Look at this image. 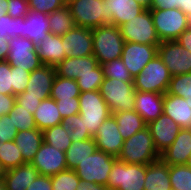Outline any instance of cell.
Returning <instances> with one entry per match:
<instances>
[{
    "label": "cell",
    "mask_w": 191,
    "mask_h": 190,
    "mask_svg": "<svg viewBox=\"0 0 191 190\" xmlns=\"http://www.w3.org/2000/svg\"><path fill=\"white\" fill-rule=\"evenodd\" d=\"M145 176L146 165L127 164L117 159L106 187L113 190H144Z\"/></svg>",
    "instance_id": "7"
},
{
    "label": "cell",
    "mask_w": 191,
    "mask_h": 190,
    "mask_svg": "<svg viewBox=\"0 0 191 190\" xmlns=\"http://www.w3.org/2000/svg\"><path fill=\"white\" fill-rule=\"evenodd\" d=\"M0 94L13 95L11 66L6 60L0 61Z\"/></svg>",
    "instance_id": "45"
},
{
    "label": "cell",
    "mask_w": 191,
    "mask_h": 190,
    "mask_svg": "<svg viewBox=\"0 0 191 190\" xmlns=\"http://www.w3.org/2000/svg\"><path fill=\"white\" fill-rule=\"evenodd\" d=\"M109 12V24L120 27L145 10L135 0H104Z\"/></svg>",
    "instance_id": "22"
},
{
    "label": "cell",
    "mask_w": 191,
    "mask_h": 190,
    "mask_svg": "<svg viewBox=\"0 0 191 190\" xmlns=\"http://www.w3.org/2000/svg\"><path fill=\"white\" fill-rule=\"evenodd\" d=\"M171 187L177 190H191V167L185 165L169 166Z\"/></svg>",
    "instance_id": "36"
},
{
    "label": "cell",
    "mask_w": 191,
    "mask_h": 190,
    "mask_svg": "<svg viewBox=\"0 0 191 190\" xmlns=\"http://www.w3.org/2000/svg\"><path fill=\"white\" fill-rule=\"evenodd\" d=\"M79 114L63 119L72 142L93 138L102 123L112 114L99 90L80 92Z\"/></svg>",
    "instance_id": "1"
},
{
    "label": "cell",
    "mask_w": 191,
    "mask_h": 190,
    "mask_svg": "<svg viewBox=\"0 0 191 190\" xmlns=\"http://www.w3.org/2000/svg\"><path fill=\"white\" fill-rule=\"evenodd\" d=\"M169 165L161 158L146 165L144 190H170Z\"/></svg>",
    "instance_id": "27"
},
{
    "label": "cell",
    "mask_w": 191,
    "mask_h": 190,
    "mask_svg": "<svg viewBox=\"0 0 191 190\" xmlns=\"http://www.w3.org/2000/svg\"><path fill=\"white\" fill-rule=\"evenodd\" d=\"M29 11L27 0H8L7 14L12 18L25 17Z\"/></svg>",
    "instance_id": "48"
},
{
    "label": "cell",
    "mask_w": 191,
    "mask_h": 190,
    "mask_svg": "<svg viewBox=\"0 0 191 190\" xmlns=\"http://www.w3.org/2000/svg\"><path fill=\"white\" fill-rule=\"evenodd\" d=\"M188 18V26L191 29V15L187 17Z\"/></svg>",
    "instance_id": "61"
},
{
    "label": "cell",
    "mask_w": 191,
    "mask_h": 190,
    "mask_svg": "<svg viewBox=\"0 0 191 190\" xmlns=\"http://www.w3.org/2000/svg\"><path fill=\"white\" fill-rule=\"evenodd\" d=\"M160 157L161 154L155 147L150 130L146 127L124 140L117 159L127 164L148 165Z\"/></svg>",
    "instance_id": "2"
},
{
    "label": "cell",
    "mask_w": 191,
    "mask_h": 190,
    "mask_svg": "<svg viewBox=\"0 0 191 190\" xmlns=\"http://www.w3.org/2000/svg\"><path fill=\"white\" fill-rule=\"evenodd\" d=\"M43 141V131L39 129L18 131L14 139L26 163H31Z\"/></svg>",
    "instance_id": "28"
},
{
    "label": "cell",
    "mask_w": 191,
    "mask_h": 190,
    "mask_svg": "<svg viewBox=\"0 0 191 190\" xmlns=\"http://www.w3.org/2000/svg\"><path fill=\"white\" fill-rule=\"evenodd\" d=\"M179 8L180 9V0H152L150 9H172Z\"/></svg>",
    "instance_id": "52"
},
{
    "label": "cell",
    "mask_w": 191,
    "mask_h": 190,
    "mask_svg": "<svg viewBox=\"0 0 191 190\" xmlns=\"http://www.w3.org/2000/svg\"><path fill=\"white\" fill-rule=\"evenodd\" d=\"M38 175V170L31 163L8 169L4 177L6 188L7 190H27Z\"/></svg>",
    "instance_id": "26"
},
{
    "label": "cell",
    "mask_w": 191,
    "mask_h": 190,
    "mask_svg": "<svg viewBox=\"0 0 191 190\" xmlns=\"http://www.w3.org/2000/svg\"><path fill=\"white\" fill-rule=\"evenodd\" d=\"M93 138L97 145V150L116 158L119 156L124 138L119 133L118 125L112 115L102 123Z\"/></svg>",
    "instance_id": "17"
},
{
    "label": "cell",
    "mask_w": 191,
    "mask_h": 190,
    "mask_svg": "<svg viewBox=\"0 0 191 190\" xmlns=\"http://www.w3.org/2000/svg\"><path fill=\"white\" fill-rule=\"evenodd\" d=\"M25 17L12 18L5 14L0 17V39L9 40L12 37H22L23 20Z\"/></svg>",
    "instance_id": "37"
},
{
    "label": "cell",
    "mask_w": 191,
    "mask_h": 190,
    "mask_svg": "<svg viewBox=\"0 0 191 190\" xmlns=\"http://www.w3.org/2000/svg\"><path fill=\"white\" fill-rule=\"evenodd\" d=\"M104 79L102 66L99 64L94 73H86L78 75L76 82L79 86L80 92L100 90L101 84Z\"/></svg>",
    "instance_id": "40"
},
{
    "label": "cell",
    "mask_w": 191,
    "mask_h": 190,
    "mask_svg": "<svg viewBox=\"0 0 191 190\" xmlns=\"http://www.w3.org/2000/svg\"><path fill=\"white\" fill-rule=\"evenodd\" d=\"M158 54V45L125 42L121 59L133 79Z\"/></svg>",
    "instance_id": "13"
},
{
    "label": "cell",
    "mask_w": 191,
    "mask_h": 190,
    "mask_svg": "<svg viewBox=\"0 0 191 190\" xmlns=\"http://www.w3.org/2000/svg\"><path fill=\"white\" fill-rule=\"evenodd\" d=\"M9 54V40L0 39V61L7 59Z\"/></svg>",
    "instance_id": "55"
},
{
    "label": "cell",
    "mask_w": 191,
    "mask_h": 190,
    "mask_svg": "<svg viewBox=\"0 0 191 190\" xmlns=\"http://www.w3.org/2000/svg\"><path fill=\"white\" fill-rule=\"evenodd\" d=\"M33 116L36 127L41 131L61 124L63 121L56 101L52 98L42 100Z\"/></svg>",
    "instance_id": "29"
},
{
    "label": "cell",
    "mask_w": 191,
    "mask_h": 190,
    "mask_svg": "<svg viewBox=\"0 0 191 190\" xmlns=\"http://www.w3.org/2000/svg\"><path fill=\"white\" fill-rule=\"evenodd\" d=\"M40 175L52 176L67 170L65 152L45 143L41 144L38 152L31 161Z\"/></svg>",
    "instance_id": "14"
},
{
    "label": "cell",
    "mask_w": 191,
    "mask_h": 190,
    "mask_svg": "<svg viewBox=\"0 0 191 190\" xmlns=\"http://www.w3.org/2000/svg\"><path fill=\"white\" fill-rule=\"evenodd\" d=\"M8 0H0V17L7 14Z\"/></svg>",
    "instance_id": "57"
},
{
    "label": "cell",
    "mask_w": 191,
    "mask_h": 190,
    "mask_svg": "<svg viewBox=\"0 0 191 190\" xmlns=\"http://www.w3.org/2000/svg\"><path fill=\"white\" fill-rule=\"evenodd\" d=\"M96 150L97 145L94 138L72 142L65 152L67 168L74 170L79 162L92 155Z\"/></svg>",
    "instance_id": "31"
},
{
    "label": "cell",
    "mask_w": 191,
    "mask_h": 190,
    "mask_svg": "<svg viewBox=\"0 0 191 190\" xmlns=\"http://www.w3.org/2000/svg\"><path fill=\"white\" fill-rule=\"evenodd\" d=\"M176 41L191 52V29L188 28L183 31L176 39Z\"/></svg>",
    "instance_id": "53"
},
{
    "label": "cell",
    "mask_w": 191,
    "mask_h": 190,
    "mask_svg": "<svg viewBox=\"0 0 191 190\" xmlns=\"http://www.w3.org/2000/svg\"><path fill=\"white\" fill-rule=\"evenodd\" d=\"M180 10L188 16L191 15V0H180Z\"/></svg>",
    "instance_id": "56"
},
{
    "label": "cell",
    "mask_w": 191,
    "mask_h": 190,
    "mask_svg": "<svg viewBox=\"0 0 191 190\" xmlns=\"http://www.w3.org/2000/svg\"><path fill=\"white\" fill-rule=\"evenodd\" d=\"M80 178L71 169L51 176L52 190H76Z\"/></svg>",
    "instance_id": "41"
},
{
    "label": "cell",
    "mask_w": 191,
    "mask_h": 190,
    "mask_svg": "<svg viewBox=\"0 0 191 190\" xmlns=\"http://www.w3.org/2000/svg\"><path fill=\"white\" fill-rule=\"evenodd\" d=\"M27 190H52L51 176L38 175Z\"/></svg>",
    "instance_id": "50"
},
{
    "label": "cell",
    "mask_w": 191,
    "mask_h": 190,
    "mask_svg": "<svg viewBox=\"0 0 191 190\" xmlns=\"http://www.w3.org/2000/svg\"><path fill=\"white\" fill-rule=\"evenodd\" d=\"M163 98L164 94L136 90L134 110L148 124L163 113Z\"/></svg>",
    "instance_id": "21"
},
{
    "label": "cell",
    "mask_w": 191,
    "mask_h": 190,
    "mask_svg": "<svg viewBox=\"0 0 191 190\" xmlns=\"http://www.w3.org/2000/svg\"><path fill=\"white\" fill-rule=\"evenodd\" d=\"M66 57H87L93 55L92 29L74 26L62 35Z\"/></svg>",
    "instance_id": "15"
},
{
    "label": "cell",
    "mask_w": 191,
    "mask_h": 190,
    "mask_svg": "<svg viewBox=\"0 0 191 190\" xmlns=\"http://www.w3.org/2000/svg\"><path fill=\"white\" fill-rule=\"evenodd\" d=\"M117 160L103 151L96 150L75 167L74 171L80 180L107 186L109 173Z\"/></svg>",
    "instance_id": "8"
},
{
    "label": "cell",
    "mask_w": 191,
    "mask_h": 190,
    "mask_svg": "<svg viewBox=\"0 0 191 190\" xmlns=\"http://www.w3.org/2000/svg\"><path fill=\"white\" fill-rule=\"evenodd\" d=\"M125 42L158 45L161 41L156 33L150 9H145L138 16L120 26Z\"/></svg>",
    "instance_id": "10"
},
{
    "label": "cell",
    "mask_w": 191,
    "mask_h": 190,
    "mask_svg": "<svg viewBox=\"0 0 191 190\" xmlns=\"http://www.w3.org/2000/svg\"><path fill=\"white\" fill-rule=\"evenodd\" d=\"M50 33L64 35L75 26L70 9L67 5L48 14Z\"/></svg>",
    "instance_id": "32"
},
{
    "label": "cell",
    "mask_w": 191,
    "mask_h": 190,
    "mask_svg": "<svg viewBox=\"0 0 191 190\" xmlns=\"http://www.w3.org/2000/svg\"><path fill=\"white\" fill-rule=\"evenodd\" d=\"M12 122L18 131L38 129L36 127L34 116L25 108L15 102L14 107L9 112Z\"/></svg>",
    "instance_id": "38"
},
{
    "label": "cell",
    "mask_w": 191,
    "mask_h": 190,
    "mask_svg": "<svg viewBox=\"0 0 191 190\" xmlns=\"http://www.w3.org/2000/svg\"><path fill=\"white\" fill-rule=\"evenodd\" d=\"M49 33L48 14L30 10L23 20L22 37L37 45Z\"/></svg>",
    "instance_id": "25"
},
{
    "label": "cell",
    "mask_w": 191,
    "mask_h": 190,
    "mask_svg": "<svg viewBox=\"0 0 191 190\" xmlns=\"http://www.w3.org/2000/svg\"><path fill=\"white\" fill-rule=\"evenodd\" d=\"M27 2L30 10L49 14L64 7L67 0H27Z\"/></svg>",
    "instance_id": "43"
},
{
    "label": "cell",
    "mask_w": 191,
    "mask_h": 190,
    "mask_svg": "<svg viewBox=\"0 0 191 190\" xmlns=\"http://www.w3.org/2000/svg\"><path fill=\"white\" fill-rule=\"evenodd\" d=\"M42 100L40 97H33V96H16V103L21 105L31 114H34L36 108L39 106Z\"/></svg>",
    "instance_id": "49"
},
{
    "label": "cell",
    "mask_w": 191,
    "mask_h": 190,
    "mask_svg": "<svg viewBox=\"0 0 191 190\" xmlns=\"http://www.w3.org/2000/svg\"><path fill=\"white\" fill-rule=\"evenodd\" d=\"M154 27L160 41L176 40L189 28L188 18L179 8L150 9Z\"/></svg>",
    "instance_id": "9"
},
{
    "label": "cell",
    "mask_w": 191,
    "mask_h": 190,
    "mask_svg": "<svg viewBox=\"0 0 191 190\" xmlns=\"http://www.w3.org/2000/svg\"><path fill=\"white\" fill-rule=\"evenodd\" d=\"M147 127L160 154L174 142L181 130V127L164 113L157 119L149 122Z\"/></svg>",
    "instance_id": "18"
},
{
    "label": "cell",
    "mask_w": 191,
    "mask_h": 190,
    "mask_svg": "<svg viewBox=\"0 0 191 190\" xmlns=\"http://www.w3.org/2000/svg\"><path fill=\"white\" fill-rule=\"evenodd\" d=\"M40 61L44 65L56 66L65 58V47L62 44V36L49 33L36 45Z\"/></svg>",
    "instance_id": "24"
},
{
    "label": "cell",
    "mask_w": 191,
    "mask_h": 190,
    "mask_svg": "<svg viewBox=\"0 0 191 190\" xmlns=\"http://www.w3.org/2000/svg\"><path fill=\"white\" fill-rule=\"evenodd\" d=\"M104 78H113L124 82H133V77L130 75L121 58L101 64Z\"/></svg>",
    "instance_id": "39"
},
{
    "label": "cell",
    "mask_w": 191,
    "mask_h": 190,
    "mask_svg": "<svg viewBox=\"0 0 191 190\" xmlns=\"http://www.w3.org/2000/svg\"><path fill=\"white\" fill-rule=\"evenodd\" d=\"M6 173V169L3 167V165L0 163V180H4Z\"/></svg>",
    "instance_id": "59"
},
{
    "label": "cell",
    "mask_w": 191,
    "mask_h": 190,
    "mask_svg": "<svg viewBox=\"0 0 191 190\" xmlns=\"http://www.w3.org/2000/svg\"><path fill=\"white\" fill-rule=\"evenodd\" d=\"M0 163L6 170L26 163L14 140L0 143Z\"/></svg>",
    "instance_id": "35"
},
{
    "label": "cell",
    "mask_w": 191,
    "mask_h": 190,
    "mask_svg": "<svg viewBox=\"0 0 191 190\" xmlns=\"http://www.w3.org/2000/svg\"><path fill=\"white\" fill-rule=\"evenodd\" d=\"M135 1L145 9H150L152 3V0H135Z\"/></svg>",
    "instance_id": "58"
},
{
    "label": "cell",
    "mask_w": 191,
    "mask_h": 190,
    "mask_svg": "<svg viewBox=\"0 0 191 190\" xmlns=\"http://www.w3.org/2000/svg\"><path fill=\"white\" fill-rule=\"evenodd\" d=\"M172 75L157 54L133 79L134 89L141 92L167 93Z\"/></svg>",
    "instance_id": "5"
},
{
    "label": "cell",
    "mask_w": 191,
    "mask_h": 190,
    "mask_svg": "<svg viewBox=\"0 0 191 190\" xmlns=\"http://www.w3.org/2000/svg\"><path fill=\"white\" fill-rule=\"evenodd\" d=\"M43 140L63 152H66L72 143L70 132L66 130L62 123L45 129L43 131Z\"/></svg>",
    "instance_id": "33"
},
{
    "label": "cell",
    "mask_w": 191,
    "mask_h": 190,
    "mask_svg": "<svg viewBox=\"0 0 191 190\" xmlns=\"http://www.w3.org/2000/svg\"><path fill=\"white\" fill-rule=\"evenodd\" d=\"M16 101L15 95L0 94V117L9 114Z\"/></svg>",
    "instance_id": "51"
},
{
    "label": "cell",
    "mask_w": 191,
    "mask_h": 190,
    "mask_svg": "<svg viewBox=\"0 0 191 190\" xmlns=\"http://www.w3.org/2000/svg\"><path fill=\"white\" fill-rule=\"evenodd\" d=\"M106 188L101 184L80 180L76 190H105Z\"/></svg>",
    "instance_id": "54"
},
{
    "label": "cell",
    "mask_w": 191,
    "mask_h": 190,
    "mask_svg": "<svg viewBox=\"0 0 191 190\" xmlns=\"http://www.w3.org/2000/svg\"><path fill=\"white\" fill-rule=\"evenodd\" d=\"M18 130L14 123L12 122V118H10L9 114H5L0 117V143H4L7 141H13L15 136L17 135Z\"/></svg>",
    "instance_id": "46"
},
{
    "label": "cell",
    "mask_w": 191,
    "mask_h": 190,
    "mask_svg": "<svg viewBox=\"0 0 191 190\" xmlns=\"http://www.w3.org/2000/svg\"><path fill=\"white\" fill-rule=\"evenodd\" d=\"M99 91L111 113L134 110L136 90L133 82L104 78Z\"/></svg>",
    "instance_id": "6"
},
{
    "label": "cell",
    "mask_w": 191,
    "mask_h": 190,
    "mask_svg": "<svg viewBox=\"0 0 191 190\" xmlns=\"http://www.w3.org/2000/svg\"><path fill=\"white\" fill-rule=\"evenodd\" d=\"M0 190H7L4 180H0Z\"/></svg>",
    "instance_id": "60"
},
{
    "label": "cell",
    "mask_w": 191,
    "mask_h": 190,
    "mask_svg": "<svg viewBox=\"0 0 191 190\" xmlns=\"http://www.w3.org/2000/svg\"><path fill=\"white\" fill-rule=\"evenodd\" d=\"M191 106L185 98L164 94L163 113L173 119L181 128L191 129Z\"/></svg>",
    "instance_id": "23"
},
{
    "label": "cell",
    "mask_w": 191,
    "mask_h": 190,
    "mask_svg": "<svg viewBox=\"0 0 191 190\" xmlns=\"http://www.w3.org/2000/svg\"><path fill=\"white\" fill-rule=\"evenodd\" d=\"M118 125V130L124 140L147 127V123L135 110L111 114Z\"/></svg>",
    "instance_id": "30"
},
{
    "label": "cell",
    "mask_w": 191,
    "mask_h": 190,
    "mask_svg": "<svg viewBox=\"0 0 191 190\" xmlns=\"http://www.w3.org/2000/svg\"><path fill=\"white\" fill-rule=\"evenodd\" d=\"M186 101L189 103V105L191 106V95H189V98H186ZM191 108V107H190Z\"/></svg>",
    "instance_id": "62"
},
{
    "label": "cell",
    "mask_w": 191,
    "mask_h": 190,
    "mask_svg": "<svg viewBox=\"0 0 191 190\" xmlns=\"http://www.w3.org/2000/svg\"><path fill=\"white\" fill-rule=\"evenodd\" d=\"M75 26L94 29L109 24V12L104 0H67Z\"/></svg>",
    "instance_id": "4"
},
{
    "label": "cell",
    "mask_w": 191,
    "mask_h": 190,
    "mask_svg": "<svg viewBox=\"0 0 191 190\" xmlns=\"http://www.w3.org/2000/svg\"><path fill=\"white\" fill-rule=\"evenodd\" d=\"M92 36L93 56L100 65L121 58L125 41L120 27L112 24L102 25L92 29Z\"/></svg>",
    "instance_id": "3"
},
{
    "label": "cell",
    "mask_w": 191,
    "mask_h": 190,
    "mask_svg": "<svg viewBox=\"0 0 191 190\" xmlns=\"http://www.w3.org/2000/svg\"><path fill=\"white\" fill-rule=\"evenodd\" d=\"M6 61L10 66L21 67L29 72L43 65L36 45L30 39L21 36L9 39V54Z\"/></svg>",
    "instance_id": "11"
},
{
    "label": "cell",
    "mask_w": 191,
    "mask_h": 190,
    "mask_svg": "<svg viewBox=\"0 0 191 190\" xmlns=\"http://www.w3.org/2000/svg\"><path fill=\"white\" fill-rule=\"evenodd\" d=\"M55 76V66L43 64L30 73L26 90L16 96L40 97V100L50 98Z\"/></svg>",
    "instance_id": "16"
},
{
    "label": "cell",
    "mask_w": 191,
    "mask_h": 190,
    "mask_svg": "<svg viewBox=\"0 0 191 190\" xmlns=\"http://www.w3.org/2000/svg\"><path fill=\"white\" fill-rule=\"evenodd\" d=\"M62 118L79 114V98L74 97L66 100H55Z\"/></svg>",
    "instance_id": "47"
},
{
    "label": "cell",
    "mask_w": 191,
    "mask_h": 190,
    "mask_svg": "<svg viewBox=\"0 0 191 190\" xmlns=\"http://www.w3.org/2000/svg\"><path fill=\"white\" fill-rule=\"evenodd\" d=\"M30 73L21 67L11 66L13 95L16 96L26 90Z\"/></svg>",
    "instance_id": "44"
},
{
    "label": "cell",
    "mask_w": 191,
    "mask_h": 190,
    "mask_svg": "<svg viewBox=\"0 0 191 190\" xmlns=\"http://www.w3.org/2000/svg\"><path fill=\"white\" fill-rule=\"evenodd\" d=\"M167 94L189 98L191 95V73L172 76Z\"/></svg>",
    "instance_id": "42"
},
{
    "label": "cell",
    "mask_w": 191,
    "mask_h": 190,
    "mask_svg": "<svg viewBox=\"0 0 191 190\" xmlns=\"http://www.w3.org/2000/svg\"><path fill=\"white\" fill-rule=\"evenodd\" d=\"M80 90L76 80L55 76L50 98L54 100H66L79 97Z\"/></svg>",
    "instance_id": "34"
},
{
    "label": "cell",
    "mask_w": 191,
    "mask_h": 190,
    "mask_svg": "<svg viewBox=\"0 0 191 190\" xmlns=\"http://www.w3.org/2000/svg\"><path fill=\"white\" fill-rule=\"evenodd\" d=\"M99 65L97 59L92 56L87 57H66L56 66V75L76 80L78 75L94 73V69Z\"/></svg>",
    "instance_id": "20"
},
{
    "label": "cell",
    "mask_w": 191,
    "mask_h": 190,
    "mask_svg": "<svg viewBox=\"0 0 191 190\" xmlns=\"http://www.w3.org/2000/svg\"><path fill=\"white\" fill-rule=\"evenodd\" d=\"M158 55L172 76L191 73V52L176 40L161 41Z\"/></svg>",
    "instance_id": "12"
},
{
    "label": "cell",
    "mask_w": 191,
    "mask_h": 190,
    "mask_svg": "<svg viewBox=\"0 0 191 190\" xmlns=\"http://www.w3.org/2000/svg\"><path fill=\"white\" fill-rule=\"evenodd\" d=\"M167 165L189 164L191 158V129L181 128L174 142L161 153Z\"/></svg>",
    "instance_id": "19"
}]
</instances>
